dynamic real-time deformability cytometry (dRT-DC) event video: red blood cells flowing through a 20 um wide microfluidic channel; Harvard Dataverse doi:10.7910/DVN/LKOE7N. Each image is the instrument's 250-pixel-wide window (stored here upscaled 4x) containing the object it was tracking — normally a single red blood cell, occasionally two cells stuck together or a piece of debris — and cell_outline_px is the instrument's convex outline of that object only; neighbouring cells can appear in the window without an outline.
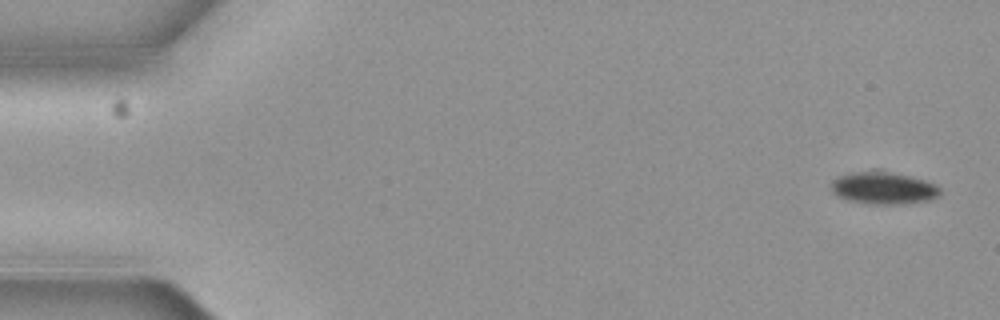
{"species": "common noctule bat (a hibernating species)", "species_latin": "Nyctalus noctula", "temperature_condition": "cold", "stored_images_in_passage": 6, "camera_frame_rate_fps": 3000, "um_per_image_px": 0.085, "animal": {"sex": "female", "body_mass_g": 19.3, "forearm_length_mm": 54.1}, "frame": {"image": 1, "passage_image": 1, "time_ms": 0.0, "image_size_px": [1000, 320], "cell_outline_px": [[940, 192], [936, 196], [928, 200], [904, 204], [868, 204], [848, 200], [832, 192], [832, 180], [836, 176], [872, 168], [880, 168], [924, 180], [940, 188]], "centroid_in_image_um": [75.04, 15.94], "position_along_channel_um": 10.0, "area_um2": 20.81}}
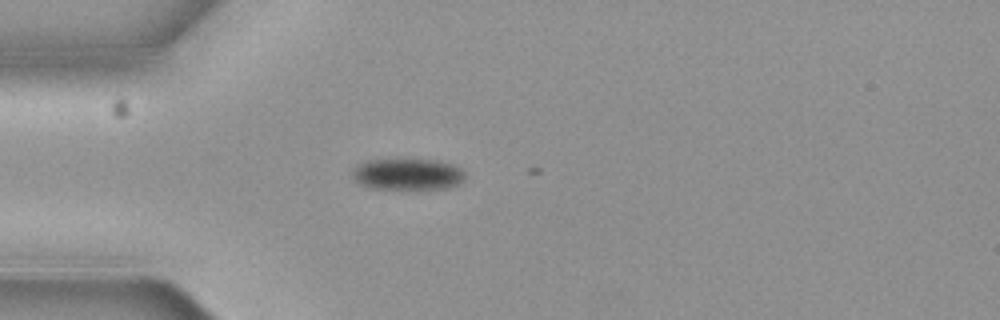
{"frame": {"image": 2, "passage_image": 5, "time_ms": 1.333, "image_size_px": [1000, 320], "cell_outline_px": [[464, 180], [460, 184], [448, 188], [372, 188], [360, 184], [352, 176], [352, 172], [356, 164], [368, 160], [436, 160], [452, 164], [460, 168], [464, 172]], "centroid_in_image_um": [34.65, 14.8], "position_along_channel_um": 50.3, "area_um2": 20.4}}